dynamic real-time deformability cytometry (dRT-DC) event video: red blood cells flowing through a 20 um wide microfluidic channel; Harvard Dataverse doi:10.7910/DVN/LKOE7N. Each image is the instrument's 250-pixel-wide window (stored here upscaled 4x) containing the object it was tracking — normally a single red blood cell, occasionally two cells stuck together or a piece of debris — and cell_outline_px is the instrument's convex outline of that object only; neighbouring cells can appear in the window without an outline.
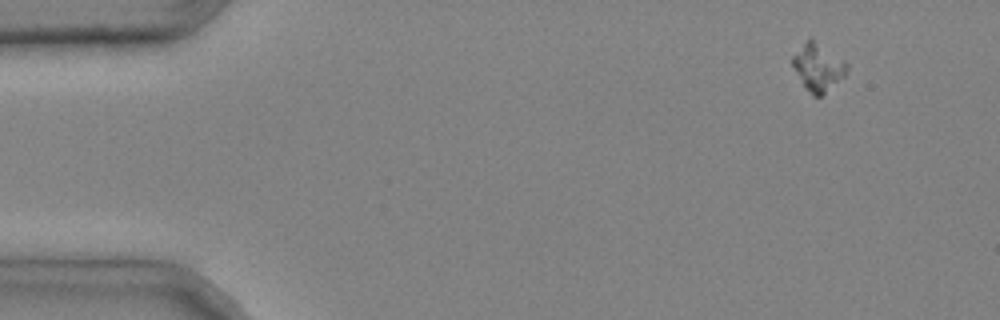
{"species": "common noctule bat (a hibernating species)", "species_latin": "Nyctalus noctula", "temperature_condition": "cold", "stored_images_in_passage": 5, "camera_frame_rate_fps": 3000, "um_per_image_px": 0.085, "animal": {"sex": "male", "body_mass_g": 20.4}, "frame": {"image": 1, "passage_image": 1, "time_ms": 0.0, "image_size_px": [1000, 320], "cell_outline_px": [[848, 68], [844, 76], [820, 96], [812, 96], [796, 72], [792, 64], [792, 56], [808, 40], [812, 40], [844, 60], [848, 64]], "centroid_in_image_um": [69.55, 5.74], "position_along_channel_um": 15.5, "area_um2": 14.16}}
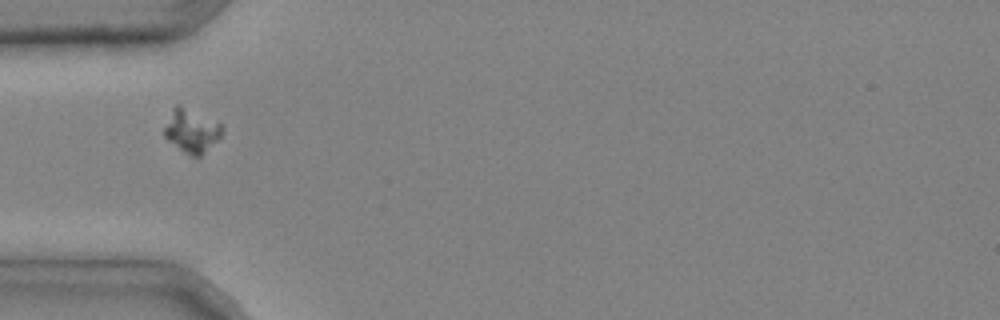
{"frame": {"image": 2, "passage_image": 4, "time_ms": 1.0, "image_size_px": [1000, 320], "cell_outline_px": [[224, 128], [220, 136], [200, 156], [192, 156], [184, 152], [168, 140], [164, 136], [164, 128], [172, 108], [176, 104], [180, 104], [220, 124]], "centroid_in_image_um": [16.25, 11.1], "position_along_channel_um": 68.8, "area_um2": 14.22}}